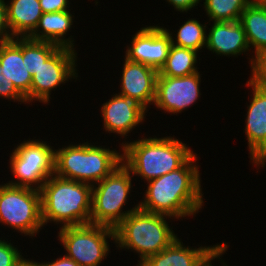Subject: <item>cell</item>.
I'll return each mask as SVG.
<instances>
[{
	"label": "cell",
	"instance_id": "31",
	"mask_svg": "<svg viewBox=\"0 0 266 266\" xmlns=\"http://www.w3.org/2000/svg\"><path fill=\"white\" fill-rule=\"evenodd\" d=\"M229 246L227 245V243L223 242L222 244H219L218 247L211 252L200 264L199 266H214L213 261H215V259H219L218 261H221L220 263L223 266H228L226 265V263H224V260L221 259L220 257H222V255H224V253L229 249ZM221 259V260H220ZM223 260V261H222ZM213 263V265H212Z\"/></svg>",
	"mask_w": 266,
	"mask_h": 266
},
{
	"label": "cell",
	"instance_id": "15",
	"mask_svg": "<svg viewBox=\"0 0 266 266\" xmlns=\"http://www.w3.org/2000/svg\"><path fill=\"white\" fill-rule=\"evenodd\" d=\"M119 95L136 98L147 109L154 104L158 70L124 58Z\"/></svg>",
	"mask_w": 266,
	"mask_h": 266
},
{
	"label": "cell",
	"instance_id": "21",
	"mask_svg": "<svg viewBox=\"0 0 266 266\" xmlns=\"http://www.w3.org/2000/svg\"><path fill=\"white\" fill-rule=\"evenodd\" d=\"M239 22L243 26L250 50L254 55L249 59L250 67L253 57L266 49V7L253 0L242 12Z\"/></svg>",
	"mask_w": 266,
	"mask_h": 266
},
{
	"label": "cell",
	"instance_id": "24",
	"mask_svg": "<svg viewBox=\"0 0 266 266\" xmlns=\"http://www.w3.org/2000/svg\"><path fill=\"white\" fill-rule=\"evenodd\" d=\"M57 44L22 37L23 64L31 76L59 48Z\"/></svg>",
	"mask_w": 266,
	"mask_h": 266
},
{
	"label": "cell",
	"instance_id": "9",
	"mask_svg": "<svg viewBox=\"0 0 266 266\" xmlns=\"http://www.w3.org/2000/svg\"><path fill=\"white\" fill-rule=\"evenodd\" d=\"M58 240L69 258L79 266H99L109 255V240L115 242V231L103 225L59 226Z\"/></svg>",
	"mask_w": 266,
	"mask_h": 266
},
{
	"label": "cell",
	"instance_id": "22",
	"mask_svg": "<svg viewBox=\"0 0 266 266\" xmlns=\"http://www.w3.org/2000/svg\"><path fill=\"white\" fill-rule=\"evenodd\" d=\"M198 52L171 44L165 64L158 73L161 76L184 77L198 72Z\"/></svg>",
	"mask_w": 266,
	"mask_h": 266
},
{
	"label": "cell",
	"instance_id": "4",
	"mask_svg": "<svg viewBox=\"0 0 266 266\" xmlns=\"http://www.w3.org/2000/svg\"><path fill=\"white\" fill-rule=\"evenodd\" d=\"M169 218L174 219L140 208L131 212L114 229L117 249H130L138 253L139 266L150 256L163 251L178 237L167 222Z\"/></svg>",
	"mask_w": 266,
	"mask_h": 266
},
{
	"label": "cell",
	"instance_id": "18",
	"mask_svg": "<svg viewBox=\"0 0 266 266\" xmlns=\"http://www.w3.org/2000/svg\"><path fill=\"white\" fill-rule=\"evenodd\" d=\"M71 10L43 13L35 30L28 36L35 41H44L75 50L72 36L65 38L72 28L74 15Z\"/></svg>",
	"mask_w": 266,
	"mask_h": 266
},
{
	"label": "cell",
	"instance_id": "2",
	"mask_svg": "<svg viewBox=\"0 0 266 266\" xmlns=\"http://www.w3.org/2000/svg\"><path fill=\"white\" fill-rule=\"evenodd\" d=\"M120 147L122 163L132 176H140L145 182L177 170L194 154L187 143L174 135L141 137L132 142H122Z\"/></svg>",
	"mask_w": 266,
	"mask_h": 266
},
{
	"label": "cell",
	"instance_id": "17",
	"mask_svg": "<svg viewBox=\"0 0 266 266\" xmlns=\"http://www.w3.org/2000/svg\"><path fill=\"white\" fill-rule=\"evenodd\" d=\"M0 65L4 68L8 79L30 104V89L32 76L23 64L22 37L0 43Z\"/></svg>",
	"mask_w": 266,
	"mask_h": 266
},
{
	"label": "cell",
	"instance_id": "5",
	"mask_svg": "<svg viewBox=\"0 0 266 266\" xmlns=\"http://www.w3.org/2000/svg\"><path fill=\"white\" fill-rule=\"evenodd\" d=\"M121 150L84 143L69 144L55 149L54 174L94 185L122 163Z\"/></svg>",
	"mask_w": 266,
	"mask_h": 266
},
{
	"label": "cell",
	"instance_id": "30",
	"mask_svg": "<svg viewBox=\"0 0 266 266\" xmlns=\"http://www.w3.org/2000/svg\"><path fill=\"white\" fill-rule=\"evenodd\" d=\"M69 2V0H39L43 13L70 10Z\"/></svg>",
	"mask_w": 266,
	"mask_h": 266
},
{
	"label": "cell",
	"instance_id": "13",
	"mask_svg": "<svg viewBox=\"0 0 266 266\" xmlns=\"http://www.w3.org/2000/svg\"><path fill=\"white\" fill-rule=\"evenodd\" d=\"M246 86L252 87L244 129L249 157L256 168H264L266 164V90L255 86L249 80Z\"/></svg>",
	"mask_w": 266,
	"mask_h": 266
},
{
	"label": "cell",
	"instance_id": "27",
	"mask_svg": "<svg viewBox=\"0 0 266 266\" xmlns=\"http://www.w3.org/2000/svg\"><path fill=\"white\" fill-rule=\"evenodd\" d=\"M6 240L0 239V266H17L24 257L11 240L10 243Z\"/></svg>",
	"mask_w": 266,
	"mask_h": 266
},
{
	"label": "cell",
	"instance_id": "34",
	"mask_svg": "<svg viewBox=\"0 0 266 266\" xmlns=\"http://www.w3.org/2000/svg\"><path fill=\"white\" fill-rule=\"evenodd\" d=\"M17 266H32L29 259L24 258Z\"/></svg>",
	"mask_w": 266,
	"mask_h": 266
},
{
	"label": "cell",
	"instance_id": "14",
	"mask_svg": "<svg viewBox=\"0 0 266 266\" xmlns=\"http://www.w3.org/2000/svg\"><path fill=\"white\" fill-rule=\"evenodd\" d=\"M101 112L105 132L125 138L135 127L143 124L148 109L136 98L115 93L102 104Z\"/></svg>",
	"mask_w": 266,
	"mask_h": 266
},
{
	"label": "cell",
	"instance_id": "29",
	"mask_svg": "<svg viewBox=\"0 0 266 266\" xmlns=\"http://www.w3.org/2000/svg\"><path fill=\"white\" fill-rule=\"evenodd\" d=\"M14 38L7 22V8L5 0H0V43L10 41Z\"/></svg>",
	"mask_w": 266,
	"mask_h": 266
},
{
	"label": "cell",
	"instance_id": "32",
	"mask_svg": "<svg viewBox=\"0 0 266 266\" xmlns=\"http://www.w3.org/2000/svg\"><path fill=\"white\" fill-rule=\"evenodd\" d=\"M32 266H79L73 259L69 258L68 256H60L51 262L44 261V262H36L33 259L30 260ZM46 262V263H45Z\"/></svg>",
	"mask_w": 266,
	"mask_h": 266
},
{
	"label": "cell",
	"instance_id": "3",
	"mask_svg": "<svg viewBox=\"0 0 266 266\" xmlns=\"http://www.w3.org/2000/svg\"><path fill=\"white\" fill-rule=\"evenodd\" d=\"M39 191L44 226L49 221L61 227L90 224L92 185L53 174Z\"/></svg>",
	"mask_w": 266,
	"mask_h": 266
},
{
	"label": "cell",
	"instance_id": "33",
	"mask_svg": "<svg viewBox=\"0 0 266 266\" xmlns=\"http://www.w3.org/2000/svg\"><path fill=\"white\" fill-rule=\"evenodd\" d=\"M170 5H173L176 11H180V13L191 11L192 8H195L199 2L202 0H166Z\"/></svg>",
	"mask_w": 266,
	"mask_h": 266
},
{
	"label": "cell",
	"instance_id": "12",
	"mask_svg": "<svg viewBox=\"0 0 266 266\" xmlns=\"http://www.w3.org/2000/svg\"><path fill=\"white\" fill-rule=\"evenodd\" d=\"M171 44L170 33L165 27L146 25L133 35L124 57L159 71L166 62Z\"/></svg>",
	"mask_w": 266,
	"mask_h": 266
},
{
	"label": "cell",
	"instance_id": "28",
	"mask_svg": "<svg viewBox=\"0 0 266 266\" xmlns=\"http://www.w3.org/2000/svg\"><path fill=\"white\" fill-rule=\"evenodd\" d=\"M0 98H5L6 100H12L24 104H27L26 98L16 89L11 80L8 79L4 68L0 65Z\"/></svg>",
	"mask_w": 266,
	"mask_h": 266
},
{
	"label": "cell",
	"instance_id": "19",
	"mask_svg": "<svg viewBox=\"0 0 266 266\" xmlns=\"http://www.w3.org/2000/svg\"><path fill=\"white\" fill-rule=\"evenodd\" d=\"M177 237L163 251L150 256L139 266H199V264L213 252L219 244L213 246H184Z\"/></svg>",
	"mask_w": 266,
	"mask_h": 266
},
{
	"label": "cell",
	"instance_id": "7",
	"mask_svg": "<svg viewBox=\"0 0 266 266\" xmlns=\"http://www.w3.org/2000/svg\"><path fill=\"white\" fill-rule=\"evenodd\" d=\"M0 223L32 238L43 227L40 191L8 183L0 185Z\"/></svg>",
	"mask_w": 266,
	"mask_h": 266
},
{
	"label": "cell",
	"instance_id": "1",
	"mask_svg": "<svg viewBox=\"0 0 266 266\" xmlns=\"http://www.w3.org/2000/svg\"><path fill=\"white\" fill-rule=\"evenodd\" d=\"M197 159V153H194L177 170L147 181L139 208L178 220L199 213L204 206V193Z\"/></svg>",
	"mask_w": 266,
	"mask_h": 266
},
{
	"label": "cell",
	"instance_id": "16",
	"mask_svg": "<svg viewBox=\"0 0 266 266\" xmlns=\"http://www.w3.org/2000/svg\"><path fill=\"white\" fill-rule=\"evenodd\" d=\"M206 36V46L216 55L238 57L250 50L243 26L239 21H213Z\"/></svg>",
	"mask_w": 266,
	"mask_h": 266
},
{
	"label": "cell",
	"instance_id": "11",
	"mask_svg": "<svg viewBox=\"0 0 266 266\" xmlns=\"http://www.w3.org/2000/svg\"><path fill=\"white\" fill-rule=\"evenodd\" d=\"M201 77L200 71L184 77L161 76L158 73L153 105L165 113H182L199 100Z\"/></svg>",
	"mask_w": 266,
	"mask_h": 266
},
{
	"label": "cell",
	"instance_id": "20",
	"mask_svg": "<svg viewBox=\"0 0 266 266\" xmlns=\"http://www.w3.org/2000/svg\"><path fill=\"white\" fill-rule=\"evenodd\" d=\"M7 22L14 37H28L43 15L39 0L6 1Z\"/></svg>",
	"mask_w": 266,
	"mask_h": 266
},
{
	"label": "cell",
	"instance_id": "26",
	"mask_svg": "<svg viewBox=\"0 0 266 266\" xmlns=\"http://www.w3.org/2000/svg\"><path fill=\"white\" fill-rule=\"evenodd\" d=\"M251 78L248 79L255 86L266 90V49L253 57Z\"/></svg>",
	"mask_w": 266,
	"mask_h": 266
},
{
	"label": "cell",
	"instance_id": "6",
	"mask_svg": "<svg viewBox=\"0 0 266 266\" xmlns=\"http://www.w3.org/2000/svg\"><path fill=\"white\" fill-rule=\"evenodd\" d=\"M132 178L131 171L121 163L103 180L92 185L90 224L115 229L128 214L139 208L136 204L126 211L123 209L131 195Z\"/></svg>",
	"mask_w": 266,
	"mask_h": 266
},
{
	"label": "cell",
	"instance_id": "23",
	"mask_svg": "<svg viewBox=\"0 0 266 266\" xmlns=\"http://www.w3.org/2000/svg\"><path fill=\"white\" fill-rule=\"evenodd\" d=\"M206 28L207 23L201 24L195 18H191L185 21L181 26H179L177 33L173 34L174 37L169 29H165L170 33L171 42L173 45L191 49L199 53L201 52L199 50L205 48L206 46Z\"/></svg>",
	"mask_w": 266,
	"mask_h": 266
},
{
	"label": "cell",
	"instance_id": "25",
	"mask_svg": "<svg viewBox=\"0 0 266 266\" xmlns=\"http://www.w3.org/2000/svg\"><path fill=\"white\" fill-rule=\"evenodd\" d=\"M253 0H204L203 9L209 21H239L242 12Z\"/></svg>",
	"mask_w": 266,
	"mask_h": 266
},
{
	"label": "cell",
	"instance_id": "35",
	"mask_svg": "<svg viewBox=\"0 0 266 266\" xmlns=\"http://www.w3.org/2000/svg\"><path fill=\"white\" fill-rule=\"evenodd\" d=\"M262 6L266 7V0H257Z\"/></svg>",
	"mask_w": 266,
	"mask_h": 266
},
{
	"label": "cell",
	"instance_id": "10",
	"mask_svg": "<svg viewBox=\"0 0 266 266\" xmlns=\"http://www.w3.org/2000/svg\"><path fill=\"white\" fill-rule=\"evenodd\" d=\"M77 52L67 47H59L32 76L30 103L34 100L42 104L50 103L51 92L69 79H77ZM49 101V102H48Z\"/></svg>",
	"mask_w": 266,
	"mask_h": 266
},
{
	"label": "cell",
	"instance_id": "8",
	"mask_svg": "<svg viewBox=\"0 0 266 266\" xmlns=\"http://www.w3.org/2000/svg\"><path fill=\"white\" fill-rule=\"evenodd\" d=\"M46 142L29 138L14 147L8 163L16 179L8 181V184L41 189L54 174L55 148Z\"/></svg>",
	"mask_w": 266,
	"mask_h": 266
}]
</instances>
